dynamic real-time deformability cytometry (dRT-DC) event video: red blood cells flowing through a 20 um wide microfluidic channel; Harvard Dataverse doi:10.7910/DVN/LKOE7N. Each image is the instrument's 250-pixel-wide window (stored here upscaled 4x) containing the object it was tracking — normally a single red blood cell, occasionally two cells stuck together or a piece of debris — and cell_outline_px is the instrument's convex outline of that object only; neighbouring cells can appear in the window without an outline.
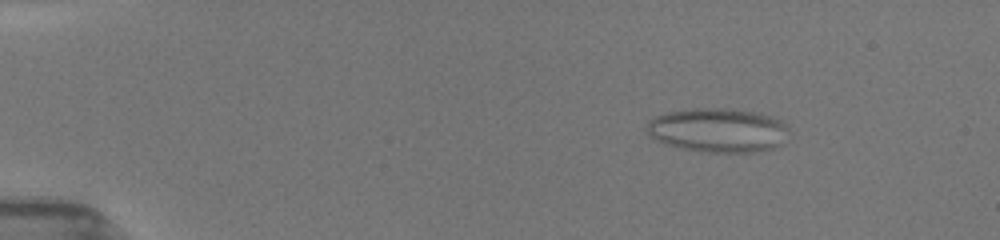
{"species": "common noctule bat (a hibernating species)", "species_latin": "Nyctalus noctula", "temperature_condition": "room temperature", "stored_images_in_passage": 38, "camera_frame_rate_fps": 3000, "um_per_image_px": 0.085, "animal": {"sex": "female", "body_mass_g": 19.5, "forearm_length_mm": 54.1}, "frame": {"image": 1, "passage_image": 6, "time_ms": 2.0, "image_size_px": [1000, 240], "cell_outline_px": [[780, 124], [772, 144], [768, 148], [744, 152], [716, 152], [688, 148], [672, 144], [660, 140], [652, 136], [648, 132], [648, 124], [652, 120], [660, 116], [672, 112], [700, 108], [720, 108], [752, 112], [768, 116], [776, 120]], "centroid_in_image_um": [60.83, 11.04], "position_along_channel_um": 24.2, "area_um2": 33.06}}
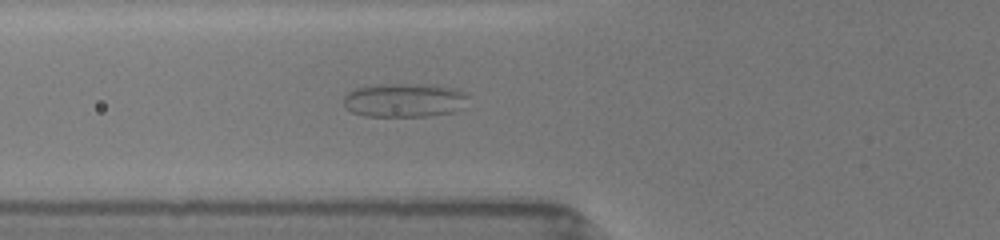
{"frame": {"image": 2, "passage_image": 28, "time_ms": 6.333, "image_size_px": [1000, 240], "cell_outline_px": [[468, 96], [448, 112], [428, 116], [368, 116], [352, 112], [344, 104], [344, 96], [348, 92], [360, 88], [376, 84], [436, 84], [456, 88], [464, 92]], "centroid_in_image_um": [34.3, 8.49], "position_along_channel_um": 91.5, "area_um2": 23.99}}
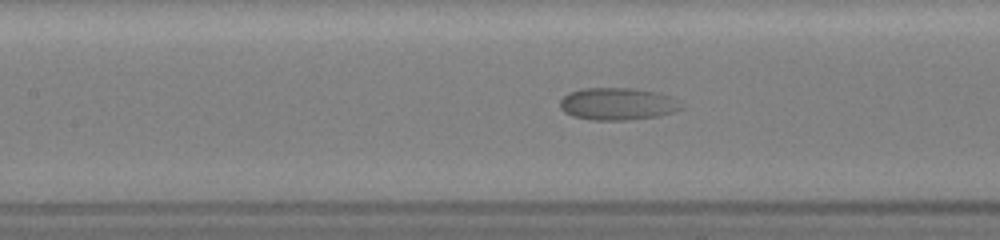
{"frame": {"image": 3, "passage_image": 36, "time_ms": 8.0, "image_size_px": [1000, 240], "cell_outline_px": [[680, 108], [672, 112], [656, 116], [624, 120], [596, 120], [576, 116], [564, 112], [560, 108], [560, 100], [568, 92], [580, 88], [636, 88], [656, 92], [668, 96]], "centroid_in_image_um": [52.38, 8.81], "position_along_channel_um": 155.0, "area_um2": 22.25}}